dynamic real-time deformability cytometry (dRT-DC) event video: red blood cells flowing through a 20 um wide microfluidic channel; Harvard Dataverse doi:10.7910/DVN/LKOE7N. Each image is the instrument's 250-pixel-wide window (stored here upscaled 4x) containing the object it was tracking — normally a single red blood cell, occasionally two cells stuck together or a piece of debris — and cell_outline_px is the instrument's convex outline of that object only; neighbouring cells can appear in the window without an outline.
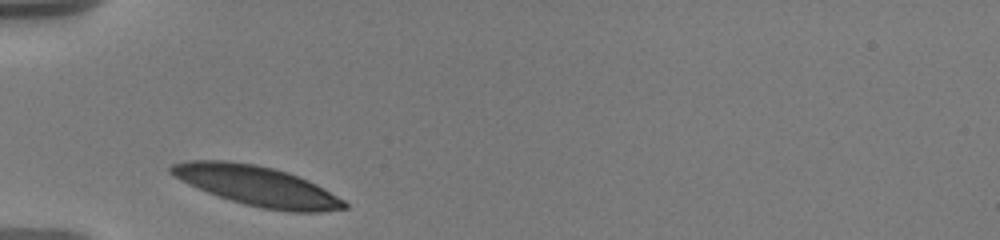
{"species": "human", "species_latin": "Homo sapiens", "temperature_condition": "warm", "stored_images_in_passage": 23, "camera_frame_rate_fps": 3000, "um_per_image_px": 0.085, "donor": {"sex": "male"}, "frame": {"image": 1, "passage_image": 1, "time_ms": 0.0, "image_size_px": [1000, 240], "cell_outline_px": [[348, 208], [320, 212], [288, 212], [264, 208], [244, 204], [208, 192], [188, 184], [180, 180], [168, 172], [168, 168], [172, 164], [188, 160], [228, 160], [252, 164], [272, 168], [288, 172], [308, 180], [316, 184], [344, 200], [348, 204]], "centroid_in_image_um": [21.84, 15.8], "position_along_channel_um": 63.2, "area_um2": 40.0}}
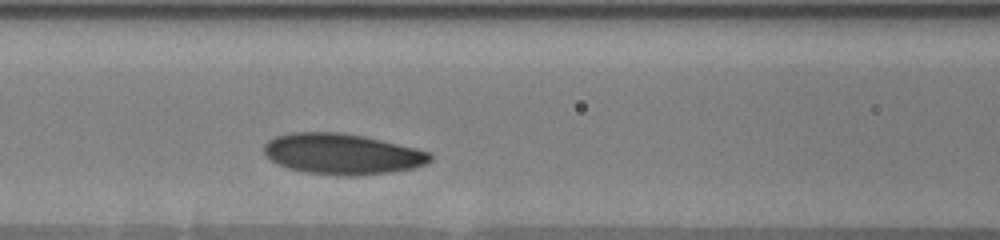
{"frame": {"image": 2, "passage_image": 16, "time_ms": 2.333, "image_size_px": [1000, 240], "cell_outline_px": [[432, 160], [424, 164], [412, 168], [392, 172], [348, 176], [336, 176], [304, 172], [288, 168], [276, 164], [264, 156], [264, 144], [268, 140], [276, 136], [292, 132], [340, 132], [364, 136], [416, 148], [432, 152]], "centroid_in_image_um": [29.05, 13.09], "position_along_channel_um": 137.5, "area_um2": 39.77}}
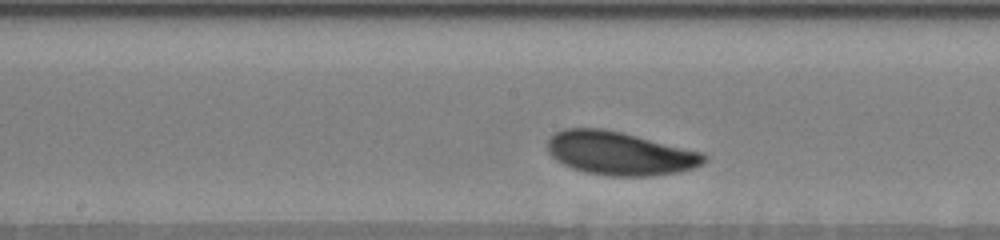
{"frame": {"image": 3, "passage_image": 21, "time_ms": 4.0, "image_size_px": [1000, 240], "cell_outline_px": [[708, 160], [704, 164], [692, 168], [676, 172], [648, 176], [608, 176], [584, 172], [572, 168], [556, 160], [548, 152], [548, 140], [556, 132], [564, 128], [604, 128], [700, 152], [708, 156]], "centroid_in_image_um": [52.66, 13.04], "position_along_channel_um": 195.5, "area_um2": 39.3}}